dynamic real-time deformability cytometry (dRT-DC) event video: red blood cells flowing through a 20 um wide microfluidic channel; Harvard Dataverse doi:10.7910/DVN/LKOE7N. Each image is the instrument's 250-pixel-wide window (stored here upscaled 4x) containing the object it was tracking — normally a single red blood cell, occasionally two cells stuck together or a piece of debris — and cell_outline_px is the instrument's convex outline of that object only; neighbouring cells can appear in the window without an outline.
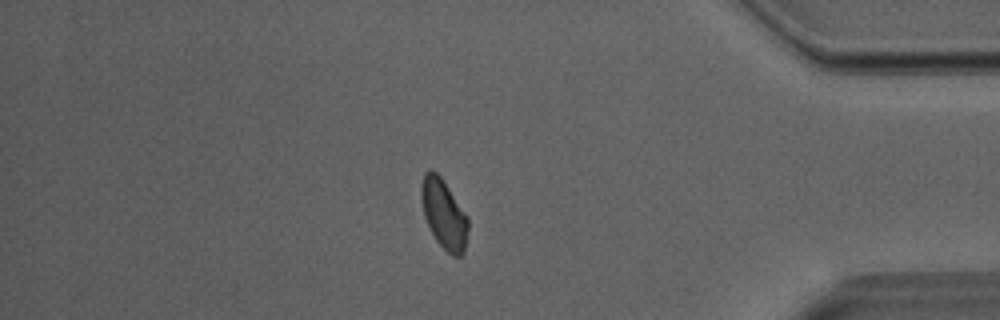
{"species": "Egyptian fruit bat (a non-hibernating species)", "species_latin": "Rousettus aegyptiacus", "temperature_condition": "room temperature", "stored_images_in_passage": 33, "camera_frame_rate_fps": 3000, "um_per_image_px": 0.085, "animal": {"sex": "male"}, "frame": {"image": 1, "passage_image": 28, "time_ms": 9.0, "image_size_px": [1000, 320], "cell_outline_px": [[468, 228], [464, 252], [460, 256], [452, 256], [436, 240], [424, 216], [420, 196], [420, 188], [424, 172], [432, 168], [440, 176], [468, 216]], "centroid_in_image_um": [37.72, 18.16], "position_along_channel_um": 397.5, "area_um2": 18.84}}
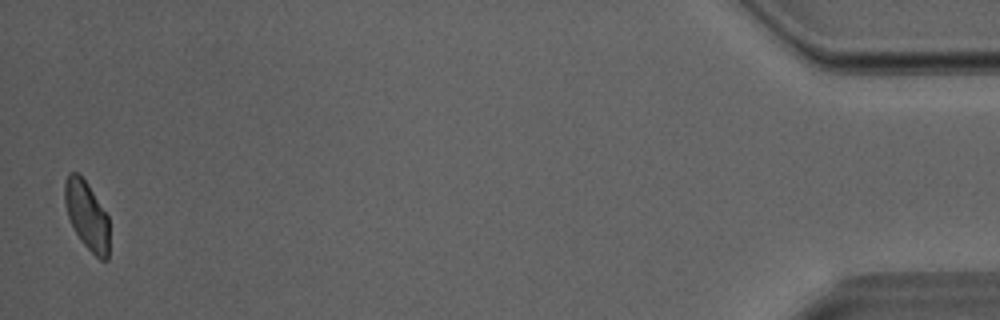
{"frame": {"image": 2, "passage_image": 33, "time_ms": 10.667, "image_size_px": [1000, 320], "cell_outline_px": [[108, 260], [100, 260], [80, 240], [68, 216], [64, 204], [64, 184], [68, 172], [76, 172], [88, 184], [108, 216]], "centroid_in_image_um": [7.37, 18.29], "position_along_channel_um": 427.8, "area_um2": 17.57}}